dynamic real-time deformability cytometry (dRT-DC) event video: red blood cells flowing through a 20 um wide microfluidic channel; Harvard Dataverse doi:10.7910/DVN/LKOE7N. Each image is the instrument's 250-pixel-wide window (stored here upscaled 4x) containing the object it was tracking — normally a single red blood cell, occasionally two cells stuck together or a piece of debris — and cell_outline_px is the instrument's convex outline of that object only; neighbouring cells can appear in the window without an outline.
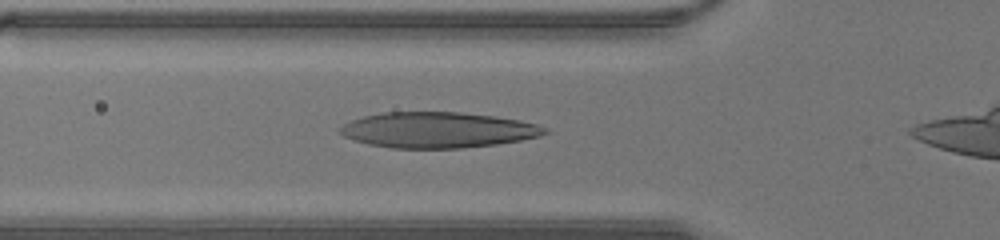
{"species": "human", "species_latin": "Homo sapiens", "temperature_condition": "warm", "stored_images_in_passage": 26, "camera_frame_rate_fps": 3000, "um_per_image_px": 0.085, "donor": {"sex": "male"}, "frame": {"image": 1, "passage_image": 4, "time_ms": 1.0, "image_size_px": [1000, 240], "cell_outline_px": [[548, 132], [540, 136], [520, 140], [496, 144], [460, 148], [392, 148], [368, 144], [352, 140], [344, 136], [336, 128], [352, 120], [364, 116], [380, 112], [460, 112], [496, 116], [520, 120], [536, 124], [548, 128]], "centroid_in_image_um": [37.19, 11.04], "position_along_channel_um": 88.6, "area_um2": 42.71}}
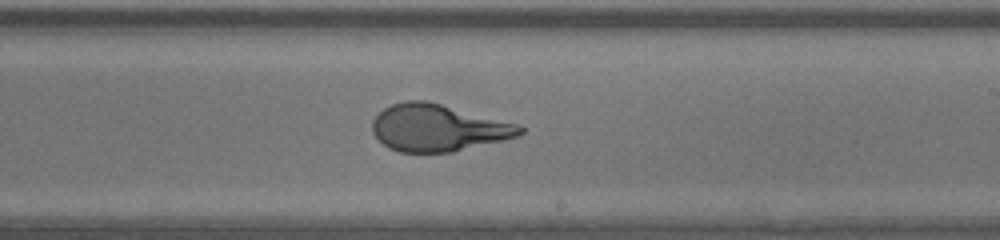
{"frame": {"image": 2, "passage_image": 14, "time_ms": 4.333, "image_size_px": [1000, 240], "cell_outline_px": [[524, 132], [516, 136], [452, 152], [400, 152], [388, 148], [372, 132], [372, 120], [384, 108], [392, 104], [404, 100], [424, 100], [440, 104], [516, 124], [524, 128]], "centroid_in_image_um": [37.16, 10.86], "position_along_channel_um": 251.8, "area_um2": 39.65}}
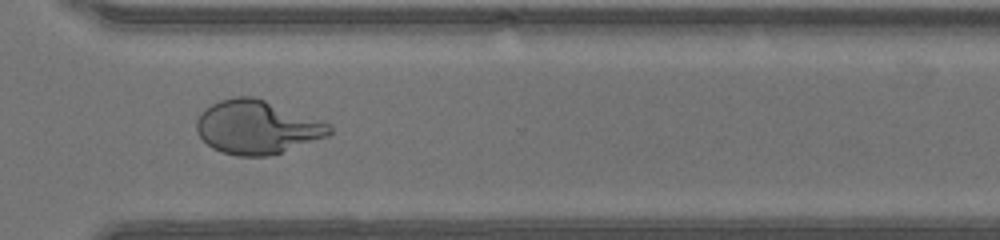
{"frame": {"image": 3, "passage_image": 20, "time_ms": 6.333, "image_size_px": [1000, 240], "cell_outline_px": [[332, 132], [328, 136], [268, 156], [236, 156], [220, 152], [212, 148], [200, 136], [196, 128], [196, 120], [200, 112], [212, 104], [220, 100], [236, 96], [252, 96], [264, 100], [332, 124]], "centroid_in_image_um": [21.83, 10.81], "position_along_channel_um": 348.8, "area_um2": 41.27}}